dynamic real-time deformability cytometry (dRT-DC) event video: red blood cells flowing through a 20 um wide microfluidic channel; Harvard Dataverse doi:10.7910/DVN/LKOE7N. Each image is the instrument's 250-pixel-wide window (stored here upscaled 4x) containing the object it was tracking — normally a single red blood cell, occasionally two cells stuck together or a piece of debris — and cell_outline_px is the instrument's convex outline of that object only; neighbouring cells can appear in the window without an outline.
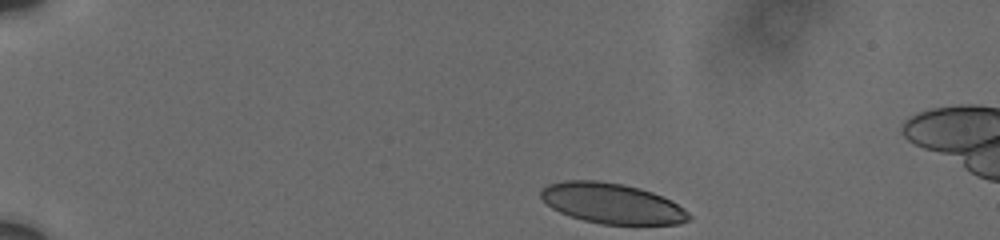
{"species": "human", "species_latin": "Homo sapiens", "temperature_condition": "cold", "stored_images_in_passage": 6, "camera_frame_rate_fps": 3000, "um_per_image_px": 0.085, "donor": {"sex": "male"}, "frame": {"image": 1, "passage_image": 1, "time_ms": 0.0, "image_size_px": [1000, 240], "cell_outline_px": [[692, 216], [688, 220], [680, 224], [600, 224], [584, 220], [560, 212], [552, 208], [540, 196], [540, 192], [548, 184], [564, 180], [596, 180], [620, 184], [640, 188], [652, 192], [672, 200], [684, 208]], "centroid_in_image_um": [52.04, 17.29], "position_along_channel_um": 33.0, "area_um2": 34.68}}
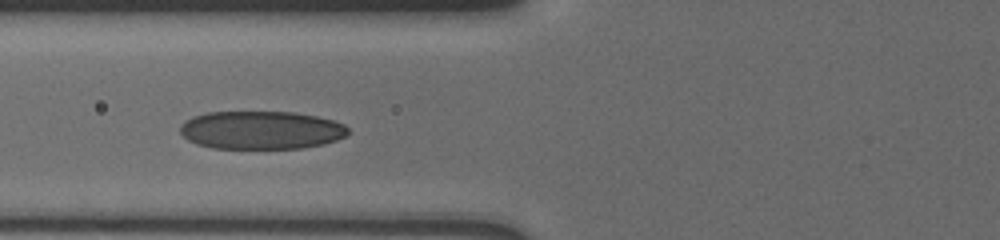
{"frame": {"image": 2, "passage_image": 5, "time_ms": 4.333, "image_size_px": [1000, 240], "cell_outline_px": [[348, 132], [344, 136], [336, 140], [324, 144], [304, 148], [212, 148], [196, 144], [188, 140], [180, 132], [180, 124], [184, 120], [192, 116], [208, 112], [296, 112], [316, 116], [332, 120], [344, 124], [348, 128]], "centroid_in_image_um": [22.17, 11.05], "position_along_channel_um": 103.6, "area_um2": 37.51}}